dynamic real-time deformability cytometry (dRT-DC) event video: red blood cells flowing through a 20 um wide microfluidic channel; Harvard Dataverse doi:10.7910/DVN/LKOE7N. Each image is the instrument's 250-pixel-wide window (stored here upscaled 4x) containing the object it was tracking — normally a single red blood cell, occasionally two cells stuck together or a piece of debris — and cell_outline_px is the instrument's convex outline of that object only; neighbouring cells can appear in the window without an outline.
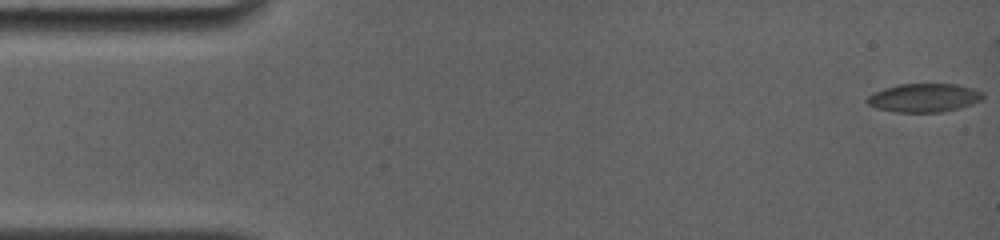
{"species": "common noctule bat (a hibernating species)", "species_latin": "Nyctalus noctula", "temperature_condition": "room temperature", "stored_images_in_passage": 16, "camera_frame_rate_fps": 4000, "um_per_image_px": 0.085, "animal": {"sex": "female", "body_mass_g": 19.0, "forearm_length_mm": 56.7}, "frame": {"image": 1, "passage_image": 1, "time_ms": 0.0, "image_size_px": [1000, 240], "cell_outline_px": [[984, 96], [980, 100], [972, 104], [960, 108], [944, 112], [896, 112], [880, 108], [868, 104], [864, 100], [872, 92], [884, 88], [900, 84], [956, 84], [972, 88], [984, 92]], "centroid_in_image_um": [78.55, 8.31], "position_along_channel_um": 6.5, "area_um2": 19.31}}
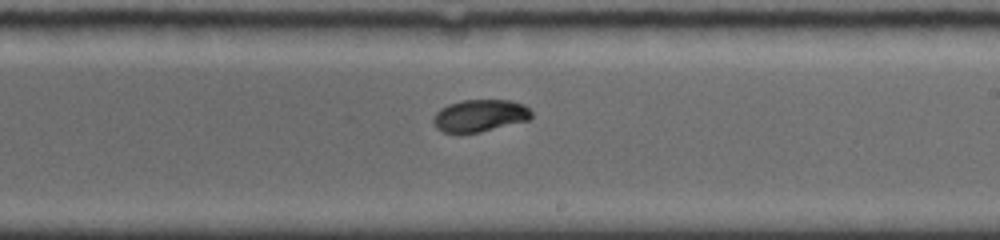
{"frame": {"image": 2, "passage_image": 16, "time_ms": 11.5, "image_size_px": [1000, 240], "cell_outline_px": [[532, 116], [528, 120], [480, 132], [444, 132], [436, 128], [432, 120], [436, 112], [440, 108], [448, 104], [460, 100], [508, 100], [524, 104], [532, 112]], "centroid_in_image_um": [40.77, 9.81], "position_along_channel_um": 248.2, "area_um2": 18.32}}